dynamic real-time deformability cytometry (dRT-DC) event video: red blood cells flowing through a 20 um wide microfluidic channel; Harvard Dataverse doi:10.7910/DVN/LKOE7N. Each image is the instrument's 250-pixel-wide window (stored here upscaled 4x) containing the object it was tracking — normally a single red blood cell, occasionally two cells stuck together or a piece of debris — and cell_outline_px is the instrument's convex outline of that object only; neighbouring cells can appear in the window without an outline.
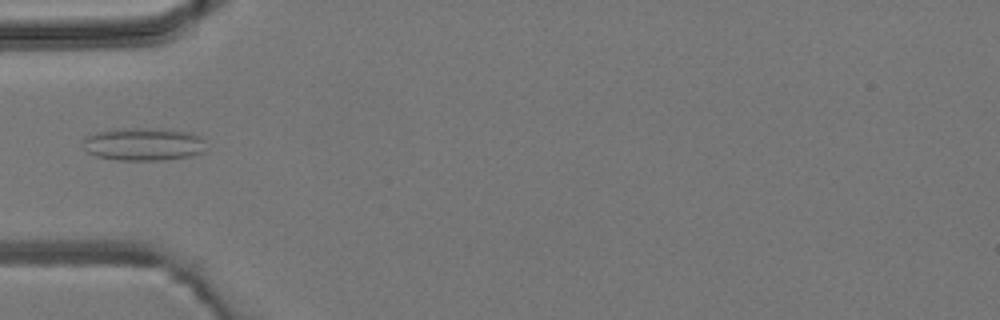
{"species": "common noctule bat (a hibernating species)", "species_latin": "Nyctalus noctula", "temperature_condition": "room temperature", "stored_images_in_passage": 5, "camera_frame_rate_fps": 3000, "um_per_image_px": 0.085, "animal": {"sex": "male", "body_mass_g": 19.2, "forearm_length_mm": 51.8}, "frame": {"image": 1, "passage_image": 4, "time_ms": 4.333, "image_size_px": [1000, 320], "cell_outline_px": [[204, 152], [192, 156], [160, 160], [120, 160], [96, 156], [88, 152], [84, 148], [84, 136], [96, 132], [112, 128], [164, 128], [192, 132], [200, 136], [204, 140]], "centroid_in_image_um": [12.21, 12.23], "position_along_channel_um": 72.8, "area_um2": 23.99}}